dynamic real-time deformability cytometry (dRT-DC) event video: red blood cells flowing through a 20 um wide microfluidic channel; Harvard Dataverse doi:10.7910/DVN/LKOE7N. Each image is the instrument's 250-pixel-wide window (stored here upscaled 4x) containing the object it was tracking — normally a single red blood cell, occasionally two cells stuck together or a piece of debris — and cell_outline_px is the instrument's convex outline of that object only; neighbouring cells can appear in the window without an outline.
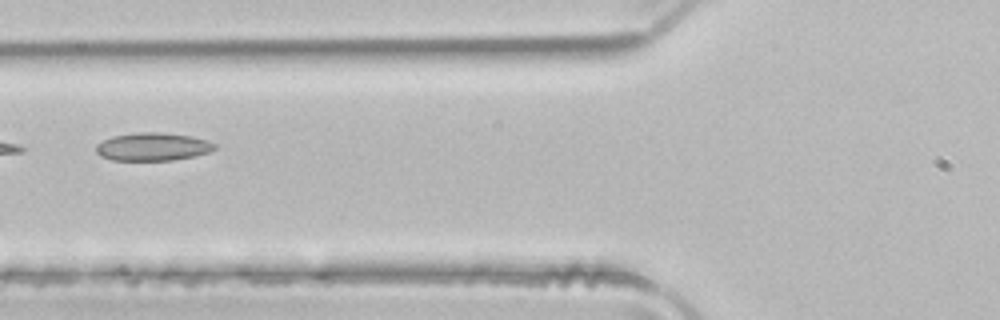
{"species": "common noctule bat (a hibernating species)", "species_latin": "Nyctalus noctula", "temperature_condition": "room temperature", "stored_images_in_passage": 6, "camera_frame_rate_fps": 3000, "um_per_image_px": 0.085, "animal": {"sex": "male", "body_mass_g": 21.5, "forearm_length_mm": 52.0}, "frame": {"image": 1, "passage_image": 5, "time_ms": 1.333, "image_size_px": [1000, 320], "cell_outline_px": [[216, 148], [208, 152], [196, 156], [172, 160], [112, 160], [100, 156], [96, 152], [96, 144], [112, 136], [140, 132], [156, 132], [192, 136], [208, 140], [216, 144]], "centroid_in_image_um": [12.99, 12.47], "position_along_channel_um": 112.8, "area_um2": 19.36}}
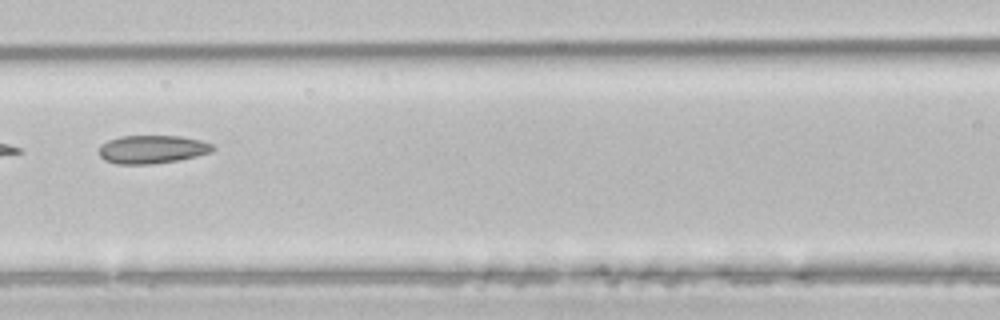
{"frame": {"image": 2, "passage_image": 6, "time_ms": 1.667, "image_size_px": [1000, 320], "cell_outline_px": [[216, 148], [212, 152], [196, 156], [176, 160], [152, 164], [116, 164], [104, 160], [100, 156], [100, 144], [108, 140], [120, 136], [180, 136], [200, 140], [212, 144]], "centroid_in_image_um": [12.92, 12.69], "position_along_channel_um": 153.7, "area_um2": 18.73}}